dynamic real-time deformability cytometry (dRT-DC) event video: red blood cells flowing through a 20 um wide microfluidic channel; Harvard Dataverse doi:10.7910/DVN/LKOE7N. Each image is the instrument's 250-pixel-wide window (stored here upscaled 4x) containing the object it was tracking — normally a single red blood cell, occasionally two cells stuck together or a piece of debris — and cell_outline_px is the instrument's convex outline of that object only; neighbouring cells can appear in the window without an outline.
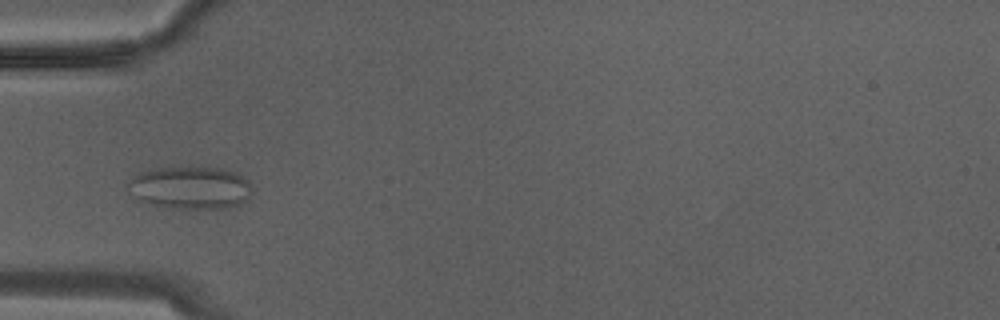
{"species": "Egyptian fruit bat (a non-hibernating species)", "species_latin": "Rousettus aegyptiacus", "temperature_condition": "warm", "stored_images_in_passage": 29, "camera_frame_rate_fps": 3000, "um_per_image_px": 0.085, "animal": {"sex": "male"}, "frame": {"image": 1, "passage_image": 9, "time_ms": 2.667, "image_size_px": [1000, 320], "cell_outline_px": [[248, 200], [240, 204], [228, 208], [168, 208], [152, 204], [140, 200], [124, 184], [132, 176], [140, 172], [156, 168], [220, 168], [236, 172], [244, 176], [248, 180]], "centroid_in_image_um": [16.15, 15.96], "position_along_channel_um": 68.9, "area_um2": 30.58}}
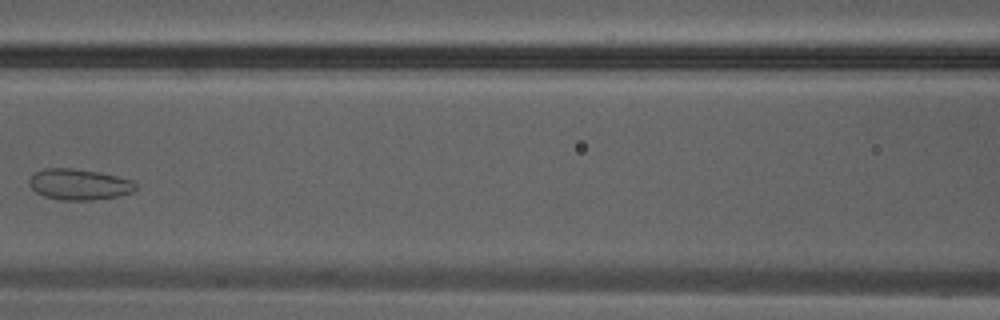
{"frame": {"image": 2, "passage_image": 13, "time_ms": 4.0, "image_size_px": [1000, 320], "cell_outline_px": [[136, 188], [132, 192], [116, 196], [92, 200], [60, 200], [44, 196], [36, 192], [28, 184], [28, 180], [36, 172], [44, 168], [72, 168], [100, 172], [132, 180], [136, 184]], "centroid_in_image_um": [6.7, 15.67], "position_along_channel_um": 159.9, "area_um2": 19.13}}